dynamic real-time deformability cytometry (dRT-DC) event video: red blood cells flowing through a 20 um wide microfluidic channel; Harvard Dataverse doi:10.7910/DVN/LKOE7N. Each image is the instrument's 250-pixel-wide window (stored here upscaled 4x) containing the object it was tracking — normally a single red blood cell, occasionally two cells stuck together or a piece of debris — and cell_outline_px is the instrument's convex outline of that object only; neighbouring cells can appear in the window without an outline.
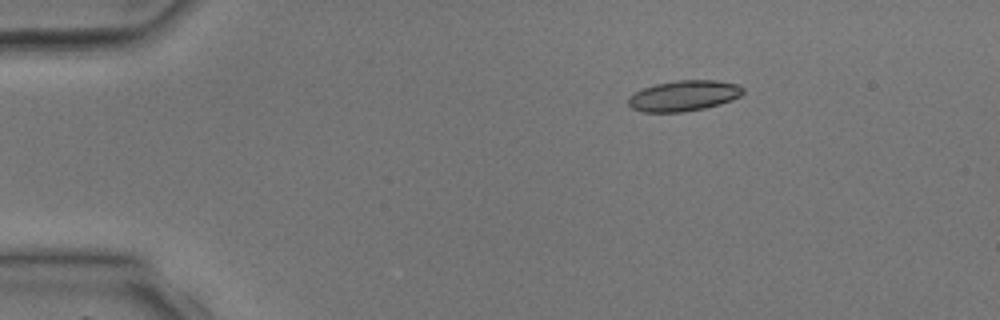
{"species": "common noctule bat (a hibernating species)", "species_latin": "Nyctalus noctula", "temperature_condition": "room temperature", "stored_images_in_passage": 4, "camera_frame_rate_fps": 3000, "um_per_image_px": 0.085, "animal": {"sex": "male", "body_mass_g": 17.9, "forearm_length_mm": 54.2}, "frame": {"image": 1, "passage_image": 2, "time_ms": 1.0, "image_size_px": [1000, 320], "cell_outline_px": [[744, 92], [740, 96], [732, 100], [720, 104], [704, 108], [680, 112], [644, 112], [632, 108], [628, 104], [628, 96], [644, 88], [656, 84], [676, 80], [716, 80], [740, 84], [744, 88]], "centroid_in_image_um": [58.15, 8.13], "position_along_channel_um": 26.8, "area_um2": 20.52}}